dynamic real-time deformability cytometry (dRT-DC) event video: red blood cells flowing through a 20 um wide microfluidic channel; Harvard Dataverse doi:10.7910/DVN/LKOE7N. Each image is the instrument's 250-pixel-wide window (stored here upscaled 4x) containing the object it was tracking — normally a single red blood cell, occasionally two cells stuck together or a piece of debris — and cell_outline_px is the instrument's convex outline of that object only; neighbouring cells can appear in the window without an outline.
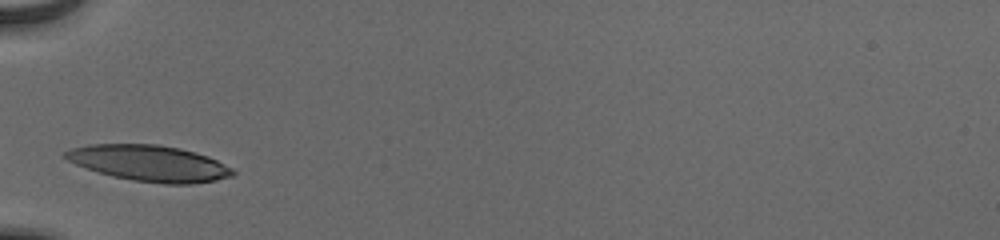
{"species": "human", "species_latin": "Homo sapiens", "temperature_condition": "cold", "stored_images_in_passage": 27, "camera_frame_rate_fps": 3000, "um_per_image_px": 0.085, "donor": {"sex": "male"}, "frame": {"image": 1, "passage_image": 1, "time_ms": 0.0, "image_size_px": [1000, 240], "cell_outline_px": [[236, 172], [232, 176], [216, 180], [192, 184], [164, 184], [132, 180], [112, 176], [76, 164], [68, 160], [64, 156], [64, 152], [72, 148], [88, 144], [156, 144], [180, 148], [196, 152], [208, 156], [232, 168]], "centroid_in_image_um": [12.72, 13.87], "position_along_channel_um": 72.3, "area_um2": 35.03}}
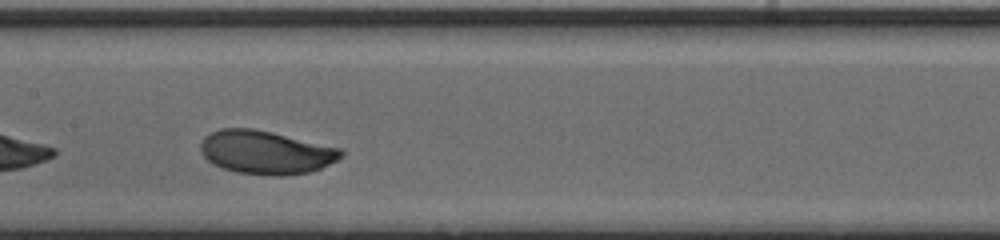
{"frame": {"image": 2, "passage_image": 10, "time_ms": 3.0, "image_size_px": [1000, 240], "cell_outline_px": [[344, 156], [320, 168], [308, 172], [284, 176], [268, 176], [236, 172], [212, 164], [200, 152], [200, 140], [204, 136], [220, 128], [252, 128], [272, 132], [344, 148]], "centroid_in_image_um": [22.6, 12.94], "position_along_channel_um": 184.8, "area_um2": 35.95}}
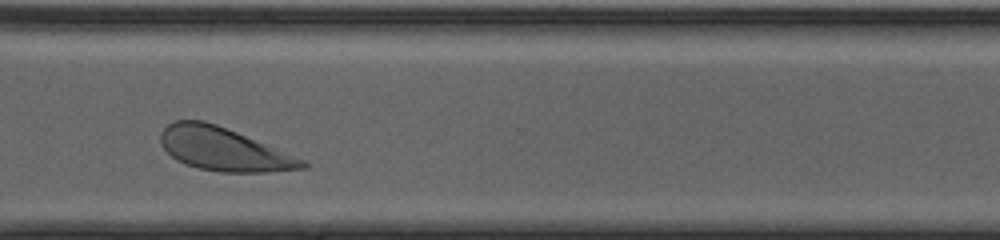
{"frame": {"image": 3, "passage_image": 23, "time_ms": 7.333, "image_size_px": [1000, 240], "cell_outline_px": [[308, 168], [268, 172], [220, 172], [200, 168], [176, 160], [160, 144], [160, 132], [168, 124], [176, 120], [204, 120], [216, 124], [236, 132], [304, 160], [308, 164]], "centroid_in_image_um": [18.97, 12.68], "position_along_channel_um": 351.6, "area_um2": 35.14}, "authors_computed_cell_mechanics": {"area_um2": 34.969, "velocity_mm_per_s": 3.837, "shape_relaxation_time_tau1_ms": 3.0203, "shape_relaxation_time_tau2_ms": null, "deformation_change_tau1": 0.1689, "deformation_change_tau2": null}}